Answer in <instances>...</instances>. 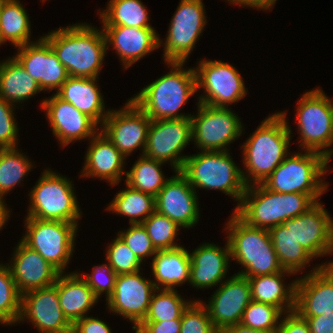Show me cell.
<instances>
[{
	"mask_svg": "<svg viewBox=\"0 0 333 333\" xmlns=\"http://www.w3.org/2000/svg\"><path fill=\"white\" fill-rule=\"evenodd\" d=\"M43 37L50 43L69 77L98 78L108 49L103 29L76 23L57 28Z\"/></svg>",
	"mask_w": 333,
	"mask_h": 333,
	"instance_id": "6da1fadb",
	"label": "cell"
},
{
	"mask_svg": "<svg viewBox=\"0 0 333 333\" xmlns=\"http://www.w3.org/2000/svg\"><path fill=\"white\" fill-rule=\"evenodd\" d=\"M287 114L283 111L267 116L242 145V172L247 186L263 183L290 154L291 140ZM287 121V122H286Z\"/></svg>",
	"mask_w": 333,
	"mask_h": 333,
	"instance_id": "7a4b0ae2",
	"label": "cell"
},
{
	"mask_svg": "<svg viewBox=\"0 0 333 333\" xmlns=\"http://www.w3.org/2000/svg\"><path fill=\"white\" fill-rule=\"evenodd\" d=\"M170 71L140 90L130 99L151 120L183 119L191 114L179 110L197 92L194 67L184 69L185 62H165Z\"/></svg>",
	"mask_w": 333,
	"mask_h": 333,
	"instance_id": "3957f363",
	"label": "cell"
},
{
	"mask_svg": "<svg viewBox=\"0 0 333 333\" xmlns=\"http://www.w3.org/2000/svg\"><path fill=\"white\" fill-rule=\"evenodd\" d=\"M317 202L304 193H277L262 183L247 186L234 212L253 227L270 229L307 212Z\"/></svg>",
	"mask_w": 333,
	"mask_h": 333,
	"instance_id": "277c9868",
	"label": "cell"
},
{
	"mask_svg": "<svg viewBox=\"0 0 333 333\" xmlns=\"http://www.w3.org/2000/svg\"><path fill=\"white\" fill-rule=\"evenodd\" d=\"M227 241L231 259L243 266L239 271L243 277H254L278 273L283 270L268 229L253 227L242 220L234 211L226 223Z\"/></svg>",
	"mask_w": 333,
	"mask_h": 333,
	"instance_id": "5b68a950",
	"label": "cell"
},
{
	"mask_svg": "<svg viewBox=\"0 0 333 333\" xmlns=\"http://www.w3.org/2000/svg\"><path fill=\"white\" fill-rule=\"evenodd\" d=\"M228 151H200L188 155L181 173L196 191L197 188L219 190L231 196L239 206L247 188L241 168Z\"/></svg>",
	"mask_w": 333,
	"mask_h": 333,
	"instance_id": "8992f818",
	"label": "cell"
},
{
	"mask_svg": "<svg viewBox=\"0 0 333 333\" xmlns=\"http://www.w3.org/2000/svg\"><path fill=\"white\" fill-rule=\"evenodd\" d=\"M327 166L326 157L318 152H294L262 184L277 193L308 194L319 202L318 198L329 188V183L323 180L328 171Z\"/></svg>",
	"mask_w": 333,
	"mask_h": 333,
	"instance_id": "52a82bcc",
	"label": "cell"
},
{
	"mask_svg": "<svg viewBox=\"0 0 333 333\" xmlns=\"http://www.w3.org/2000/svg\"><path fill=\"white\" fill-rule=\"evenodd\" d=\"M296 105L301 150L318 152L329 163L333 154V101L319 88L302 95Z\"/></svg>",
	"mask_w": 333,
	"mask_h": 333,
	"instance_id": "ba28073f",
	"label": "cell"
},
{
	"mask_svg": "<svg viewBox=\"0 0 333 333\" xmlns=\"http://www.w3.org/2000/svg\"><path fill=\"white\" fill-rule=\"evenodd\" d=\"M67 178L46 168L31 188L26 217L70 222L78 226L82 211L74 193V184Z\"/></svg>",
	"mask_w": 333,
	"mask_h": 333,
	"instance_id": "9c48e42d",
	"label": "cell"
},
{
	"mask_svg": "<svg viewBox=\"0 0 333 333\" xmlns=\"http://www.w3.org/2000/svg\"><path fill=\"white\" fill-rule=\"evenodd\" d=\"M25 235L20 239L30 249L37 251L60 273H64L74 252L78 226L58 220L25 218Z\"/></svg>",
	"mask_w": 333,
	"mask_h": 333,
	"instance_id": "30bf717a",
	"label": "cell"
},
{
	"mask_svg": "<svg viewBox=\"0 0 333 333\" xmlns=\"http://www.w3.org/2000/svg\"><path fill=\"white\" fill-rule=\"evenodd\" d=\"M191 115L192 141L201 151H228L229 145L244 131L243 124L231 108L212 107L197 102Z\"/></svg>",
	"mask_w": 333,
	"mask_h": 333,
	"instance_id": "8fae6325",
	"label": "cell"
},
{
	"mask_svg": "<svg viewBox=\"0 0 333 333\" xmlns=\"http://www.w3.org/2000/svg\"><path fill=\"white\" fill-rule=\"evenodd\" d=\"M202 0H180L170 21L164 42V62H187L207 23ZM163 43V44H162Z\"/></svg>",
	"mask_w": 333,
	"mask_h": 333,
	"instance_id": "7c38bea8",
	"label": "cell"
},
{
	"mask_svg": "<svg viewBox=\"0 0 333 333\" xmlns=\"http://www.w3.org/2000/svg\"><path fill=\"white\" fill-rule=\"evenodd\" d=\"M197 91L205 92L197 100L212 107L228 108L247 95L243 77L230 63L203 59L195 68Z\"/></svg>",
	"mask_w": 333,
	"mask_h": 333,
	"instance_id": "4fadbf2b",
	"label": "cell"
},
{
	"mask_svg": "<svg viewBox=\"0 0 333 333\" xmlns=\"http://www.w3.org/2000/svg\"><path fill=\"white\" fill-rule=\"evenodd\" d=\"M192 134L191 117L151 120L143 155L164 163L169 162L174 173L181 171L188 157L181 152L192 141Z\"/></svg>",
	"mask_w": 333,
	"mask_h": 333,
	"instance_id": "5bb4252c",
	"label": "cell"
},
{
	"mask_svg": "<svg viewBox=\"0 0 333 333\" xmlns=\"http://www.w3.org/2000/svg\"><path fill=\"white\" fill-rule=\"evenodd\" d=\"M150 123L151 119L146 113L128 99L124 107L110 110L100 131L126 158L139 148L143 155Z\"/></svg>",
	"mask_w": 333,
	"mask_h": 333,
	"instance_id": "9a60e30c",
	"label": "cell"
},
{
	"mask_svg": "<svg viewBox=\"0 0 333 333\" xmlns=\"http://www.w3.org/2000/svg\"><path fill=\"white\" fill-rule=\"evenodd\" d=\"M27 320L40 333H72V324L64 316L60 307L57 279L51 286L22 294L16 325Z\"/></svg>",
	"mask_w": 333,
	"mask_h": 333,
	"instance_id": "2e32d148",
	"label": "cell"
},
{
	"mask_svg": "<svg viewBox=\"0 0 333 333\" xmlns=\"http://www.w3.org/2000/svg\"><path fill=\"white\" fill-rule=\"evenodd\" d=\"M156 289L152 280L141 276L140 270L117 275L114 292L106 301L107 309L127 318L134 330L144 320Z\"/></svg>",
	"mask_w": 333,
	"mask_h": 333,
	"instance_id": "e0dca14e",
	"label": "cell"
},
{
	"mask_svg": "<svg viewBox=\"0 0 333 333\" xmlns=\"http://www.w3.org/2000/svg\"><path fill=\"white\" fill-rule=\"evenodd\" d=\"M16 48L18 51L13 57L39 84L42 91L57 92L69 78L66 68L43 36Z\"/></svg>",
	"mask_w": 333,
	"mask_h": 333,
	"instance_id": "ac0fdd59",
	"label": "cell"
},
{
	"mask_svg": "<svg viewBox=\"0 0 333 333\" xmlns=\"http://www.w3.org/2000/svg\"><path fill=\"white\" fill-rule=\"evenodd\" d=\"M206 307L213 327L220 332L223 328L241 322L244 310L252 301L251 287L246 277L230 276L215 290Z\"/></svg>",
	"mask_w": 333,
	"mask_h": 333,
	"instance_id": "d6986e66",
	"label": "cell"
},
{
	"mask_svg": "<svg viewBox=\"0 0 333 333\" xmlns=\"http://www.w3.org/2000/svg\"><path fill=\"white\" fill-rule=\"evenodd\" d=\"M197 195L188 179L176 171L155 196V210L181 228H193L200 218Z\"/></svg>",
	"mask_w": 333,
	"mask_h": 333,
	"instance_id": "ffe728a7",
	"label": "cell"
},
{
	"mask_svg": "<svg viewBox=\"0 0 333 333\" xmlns=\"http://www.w3.org/2000/svg\"><path fill=\"white\" fill-rule=\"evenodd\" d=\"M327 262L297 278L295 311L300 316L333 313V262Z\"/></svg>",
	"mask_w": 333,
	"mask_h": 333,
	"instance_id": "44dd1931",
	"label": "cell"
},
{
	"mask_svg": "<svg viewBox=\"0 0 333 333\" xmlns=\"http://www.w3.org/2000/svg\"><path fill=\"white\" fill-rule=\"evenodd\" d=\"M40 105L43 112H46L52 133L62 147L74 143V141L87 138L90 140L100 130L90 117L56 93L50 98L43 99Z\"/></svg>",
	"mask_w": 333,
	"mask_h": 333,
	"instance_id": "7402d4cb",
	"label": "cell"
},
{
	"mask_svg": "<svg viewBox=\"0 0 333 333\" xmlns=\"http://www.w3.org/2000/svg\"><path fill=\"white\" fill-rule=\"evenodd\" d=\"M292 233L314 259L333 253V219L320 200L307 212L292 218Z\"/></svg>",
	"mask_w": 333,
	"mask_h": 333,
	"instance_id": "603a6c76",
	"label": "cell"
},
{
	"mask_svg": "<svg viewBox=\"0 0 333 333\" xmlns=\"http://www.w3.org/2000/svg\"><path fill=\"white\" fill-rule=\"evenodd\" d=\"M11 259V263L7 265L21 294L53 285L60 274L37 251L30 249L21 240Z\"/></svg>",
	"mask_w": 333,
	"mask_h": 333,
	"instance_id": "cb8c5ba5",
	"label": "cell"
},
{
	"mask_svg": "<svg viewBox=\"0 0 333 333\" xmlns=\"http://www.w3.org/2000/svg\"><path fill=\"white\" fill-rule=\"evenodd\" d=\"M107 48L111 45L122 66L132 67L141 58L159 48L160 36L154 28L102 26Z\"/></svg>",
	"mask_w": 333,
	"mask_h": 333,
	"instance_id": "d4e9b609",
	"label": "cell"
},
{
	"mask_svg": "<svg viewBox=\"0 0 333 333\" xmlns=\"http://www.w3.org/2000/svg\"><path fill=\"white\" fill-rule=\"evenodd\" d=\"M190 256L189 285L194 288H212L225 281L231 260L230 246L225 247L214 243H201Z\"/></svg>",
	"mask_w": 333,
	"mask_h": 333,
	"instance_id": "484cf974",
	"label": "cell"
},
{
	"mask_svg": "<svg viewBox=\"0 0 333 333\" xmlns=\"http://www.w3.org/2000/svg\"><path fill=\"white\" fill-rule=\"evenodd\" d=\"M90 141L80 177L100 178L111 186L119 184L126 176L124 155L100 130Z\"/></svg>",
	"mask_w": 333,
	"mask_h": 333,
	"instance_id": "4316f807",
	"label": "cell"
},
{
	"mask_svg": "<svg viewBox=\"0 0 333 333\" xmlns=\"http://www.w3.org/2000/svg\"><path fill=\"white\" fill-rule=\"evenodd\" d=\"M97 79L99 78L69 77L56 94L101 127L110 110H105Z\"/></svg>",
	"mask_w": 333,
	"mask_h": 333,
	"instance_id": "83f0119b",
	"label": "cell"
},
{
	"mask_svg": "<svg viewBox=\"0 0 333 333\" xmlns=\"http://www.w3.org/2000/svg\"><path fill=\"white\" fill-rule=\"evenodd\" d=\"M57 293L62 312L72 325L87 316L99 301L78 271L58 275Z\"/></svg>",
	"mask_w": 333,
	"mask_h": 333,
	"instance_id": "f1b7e54d",
	"label": "cell"
},
{
	"mask_svg": "<svg viewBox=\"0 0 333 333\" xmlns=\"http://www.w3.org/2000/svg\"><path fill=\"white\" fill-rule=\"evenodd\" d=\"M285 274L295 275L283 269L278 273L246 277L251 287L252 301L276 306L283 313L294 311L297 279L287 285L283 279Z\"/></svg>",
	"mask_w": 333,
	"mask_h": 333,
	"instance_id": "f546056e",
	"label": "cell"
},
{
	"mask_svg": "<svg viewBox=\"0 0 333 333\" xmlns=\"http://www.w3.org/2000/svg\"><path fill=\"white\" fill-rule=\"evenodd\" d=\"M151 268L157 289L175 290L190 280L189 251L182 247L158 251L152 259Z\"/></svg>",
	"mask_w": 333,
	"mask_h": 333,
	"instance_id": "4dcf8cb0",
	"label": "cell"
},
{
	"mask_svg": "<svg viewBox=\"0 0 333 333\" xmlns=\"http://www.w3.org/2000/svg\"><path fill=\"white\" fill-rule=\"evenodd\" d=\"M40 92L39 84L13 56L0 62V98L16 106Z\"/></svg>",
	"mask_w": 333,
	"mask_h": 333,
	"instance_id": "1f68e13d",
	"label": "cell"
},
{
	"mask_svg": "<svg viewBox=\"0 0 333 333\" xmlns=\"http://www.w3.org/2000/svg\"><path fill=\"white\" fill-rule=\"evenodd\" d=\"M273 248L284 270L299 273L313 257L300 245L292 233V218L269 229Z\"/></svg>",
	"mask_w": 333,
	"mask_h": 333,
	"instance_id": "d6a6232c",
	"label": "cell"
},
{
	"mask_svg": "<svg viewBox=\"0 0 333 333\" xmlns=\"http://www.w3.org/2000/svg\"><path fill=\"white\" fill-rule=\"evenodd\" d=\"M29 18L19 0H5L0 6V45L10 42L19 47L31 43Z\"/></svg>",
	"mask_w": 333,
	"mask_h": 333,
	"instance_id": "836d02e7",
	"label": "cell"
},
{
	"mask_svg": "<svg viewBox=\"0 0 333 333\" xmlns=\"http://www.w3.org/2000/svg\"><path fill=\"white\" fill-rule=\"evenodd\" d=\"M125 185V189L116 193L107 210L129 217V224H141L155 211V197Z\"/></svg>",
	"mask_w": 333,
	"mask_h": 333,
	"instance_id": "e575fe53",
	"label": "cell"
},
{
	"mask_svg": "<svg viewBox=\"0 0 333 333\" xmlns=\"http://www.w3.org/2000/svg\"><path fill=\"white\" fill-rule=\"evenodd\" d=\"M99 13L102 26L153 28L147 7L141 0H110Z\"/></svg>",
	"mask_w": 333,
	"mask_h": 333,
	"instance_id": "d590c367",
	"label": "cell"
},
{
	"mask_svg": "<svg viewBox=\"0 0 333 333\" xmlns=\"http://www.w3.org/2000/svg\"><path fill=\"white\" fill-rule=\"evenodd\" d=\"M162 164L164 162L141 155L130 171H126V184L155 197L170 179V177L165 178L161 169Z\"/></svg>",
	"mask_w": 333,
	"mask_h": 333,
	"instance_id": "8d00e7d4",
	"label": "cell"
},
{
	"mask_svg": "<svg viewBox=\"0 0 333 333\" xmlns=\"http://www.w3.org/2000/svg\"><path fill=\"white\" fill-rule=\"evenodd\" d=\"M18 147L0 149V197L4 198L33 168L32 161Z\"/></svg>",
	"mask_w": 333,
	"mask_h": 333,
	"instance_id": "74e56055",
	"label": "cell"
},
{
	"mask_svg": "<svg viewBox=\"0 0 333 333\" xmlns=\"http://www.w3.org/2000/svg\"><path fill=\"white\" fill-rule=\"evenodd\" d=\"M192 301L183 299L176 289H156L152 294L149 308L143 321L181 319L183 311Z\"/></svg>",
	"mask_w": 333,
	"mask_h": 333,
	"instance_id": "f35d334b",
	"label": "cell"
},
{
	"mask_svg": "<svg viewBox=\"0 0 333 333\" xmlns=\"http://www.w3.org/2000/svg\"><path fill=\"white\" fill-rule=\"evenodd\" d=\"M146 229L156 251L173 250L182 247L175 242L181 227L156 210L141 223Z\"/></svg>",
	"mask_w": 333,
	"mask_h": 333,
	"instance_id": "ab89813d",
	"label": "cell"
},
{
	"mask_svg": "<svg viewBox=\"0 0 333 333\" xmlns=\"http://www.w3.org/2000/svg\"><path fill=\"white\" fill-rule=\"evenodd\" d=\"M22 294L12 278L9 266L0 263V323L13 325L17 322Z\"/></svg>",
	"mask_w": 333,
	"mask_h": 333,
	"instance_id": "60d3db41",
	"label": "cell"
},
{
	"mask_svg": "<svg viewBox=\"0 0 333 333\" xmlns=\"http://www.w3.org/2000/svg\"><path fill=\"white\" fill-rule=\"evenodd\" d=\"M283 315L276 306L251 301L244 310L240 323L255 330L276 329Z\"/></svg>",
	"mask_w": 333,
	"mask_h": 333,
	"instance_id": "b9f144b4",
	"label": "cell"
},
{
	"mask_svg": "<svg viewBox=\"0 0 333 333\" xmlns=\"http://www.w3.org/2000/svg\"><path fill=\"white\" fill-rule=\"evenodd\" d=\"M105 256L107 263L117 275L142 270L141 264L143 263L118 235L109 244Z\"/></svg>",
	"mask_w": 333,
	"mask_h": 333,
	"instance_id": "7bdbcfd3",
	"label": "cell"
},
{
	"mask_svg": "<svg viewBox=\"0 0 333 333\" xmlns=\"http://www.w3.org/2000/svg\"><path fill=\"white\" fill-rule=\"evenodd\" d=\"M180 333H219L201 300H193L181 316Z\"/></svg>",
	"mask_w": 333,
	"mask_h": 333,
	"instance_id": "ee69618b",
	"label": "cell"
},
{
	"mask_svg": "<svg viewBox=\"0 0 333 333\" xmlns=\"http://www.w3.org/2000/svg\"><path fill=\"white\" fill-rule=\"evenodd\" d=\"M118 236L142 263L145 258L154 257L157 253L142 224H130L127 230L119 231Z\"/></svg>",
	"mask_w": 333,
	"mask_h": 333,
	"instance_id": "f6af8a7d",
	"label": "cell"
},
{
	"mask_svg": "<svg viewBox=\"0 0 333 333\" xmlns=\"http://www.w3.org/2000/svg\"><path fill=\"white\" fill-rule=\"evenodd\" d=\"M117 274L108 263L95 265L91 274H84L83 279L93 290L94 295L100 299L105 294L106 301L113 294Z\"/></svg>",
	"mask_w": 333,
	"mask_h": 333,
	"instance_id": "bcb514c9",
	"label": "cell"
},
{
	"mask_svg": "<svg viewBox=\"0 0 333 333\" xmlns=\"http://www.w3.org/2000/svg\"><path fill=\"white\" fill-rule=\"evenodd\" d=\"M16 106L0 98V148L18 147V126L15 120Z\"/></svg>",
	"mask_w": 333,
	"mask_h": 333,
	"instance_id": "7dc6e473",
	"label": "cell"
},
{
	"mask_svg": "<svg viewBox=\"0 0 333 333\" xmlns=\"http://www.w3.org/2000/svg\"><path fill=\"white\" fill-rule=\"evenodd\" d=\"M181 319L165 321H142L135 333H180Z\"/></svg>",
	"mask_w": 333,
	"mask_h": 333,
	"instance_id": "c3c4849f",
	"label": "cell"
},
{
	"mask_svg": "<svg viewBox=\"0 0 333 333\" xmlns=\"http://www.w3.org/2000/svg\"><path fill=\"white\" fill-rule=\"evenodd\" d=\"M283 317L278 327L279 333H311L306 320L295 310L284 313Z\"/></svg>",
	"mask_w": 333,
	"mask_h": 333,
	"instance_id": "681fc988",
	"label": "cell"
},
{
	"mask_svg": "<svg viewBox=\"0 0 333 333\" xmlns=\"http://www.w3.org/2000/svg\"><path fill=\"white\" fill-rule=\"evenodd\" d=\"M72 333H112L106 322L98 317L85 316L72 325Z\"/></svg>",
	"mask_w": 333,
	"mask_h": 333,
	"instance_id": "f907efd6",
	"label": "cell"
},
{
	"mask_svg": "<svg viewBox=\"0 0 333 333\" xmlns=\"http://www.w3.org/2000/svg\"><path fill=\"white\" fill-rule=\"evenodd\" d=\"M301 317L306 320L311 333H333V313Z\"/></svg>",
	"mask_w": 333,
	"mask_h": 333,
	"instance_id": "816d5d0a",
	"label": "cell"
},
{
	"mask_svg": "<svg viewBox=\"0 0 333 333\" xmlns=\"http://www.w3.org/2000/svg\"><path fill=\"white\" fill-rule=\"evenodd\" d=\"M277 0H234L231 4H238L239 7L242 6H247V7H251L254 9V7L256 9L259 10H270L274 7L275 3Z\"/></svg>",
	"mask_w": 333,
	"mask_h": 333,
	"instance_id": "f5cc1de1",
	"label": "cell"
},
{
	"mask_svg": "<svg viewBox=\"0 0 333 333\" xmlns=\"http://www.w3.org/2000/svg\"><path fill=\"white\" fill-rule=\"evenodd\" d=\"M219 333H279L278 328L268 330H255L241 323L223 328Z\"/></svg>",
	"mask_w": 333,
	"mask_h": 333,
	"instance_id": "db71d44e",
	"label": "cell"
},
{
	"mask_svg": "<svg viewBox=\"0 0 333 333\" xmlns=\"http://www.w3.org/2000/svg\"><path fill=\"white\" fill-rule=\"evenodd\" d=\"M10 211L11 210L7 207V204L5 203V199L0 197V231L10 218Z\"/></svg>",
	"mask_w": 333,
	"mask_h": 333,
	"instance_id": "11a10c76",
	"label": "cell"
},
{
	"mask_svg": "<svg viewBox=\"0 0 333 333\" xmlns=\"http://www.w3.org/2000/svg\"><path fill=\"white\" fill-rule=\"evenodd\" d=\"M5 0H0V6H1V4L4 2Z\"/></svg>",
	"mask_w": 333,
	"mask_h": 333,
	"instance_id": "9f6ffc18",
	"label": "cell"
}]
</instances>
